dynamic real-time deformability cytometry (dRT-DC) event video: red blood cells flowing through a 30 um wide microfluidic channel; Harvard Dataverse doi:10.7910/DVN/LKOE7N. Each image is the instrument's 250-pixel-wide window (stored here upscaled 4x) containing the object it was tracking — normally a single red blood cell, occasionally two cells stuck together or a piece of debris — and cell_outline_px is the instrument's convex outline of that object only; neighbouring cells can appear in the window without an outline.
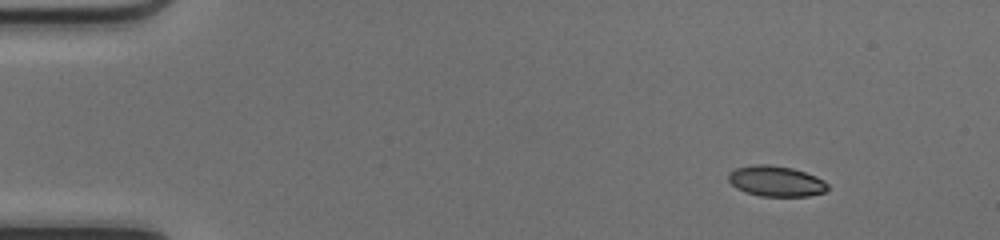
{"species": "common noctule bat (a hibernating species)", "species_latin": "Nyctalus noctula", "temperature_condition": "cold", "stored_images_in_passage": 45, "camera_frame_rate_fps": 3000, "um_per_image_px": 0.085, "animal": {"sex": "female", "body_mass_g": 17.0, "forearm_length_mm": 48.0}, "frame": {"image": 1, "passage_image": 1, "time_ms": 0.0, "image_size_px": [1000, 240], "cell_outline_px": [[828, 188], [824, 192], [808, 196], [760, 196], [744, 192], [736, 188], [728, 180], [728, 172], [736, 168], [752, 164], [768, 164], [792, 168], [816, 176], [824, 180], [828, 184]], "centroid_in_image_um": [65.93, 15.39], "position_along_channel_um": 19.1, "area_um2": 17.8}}
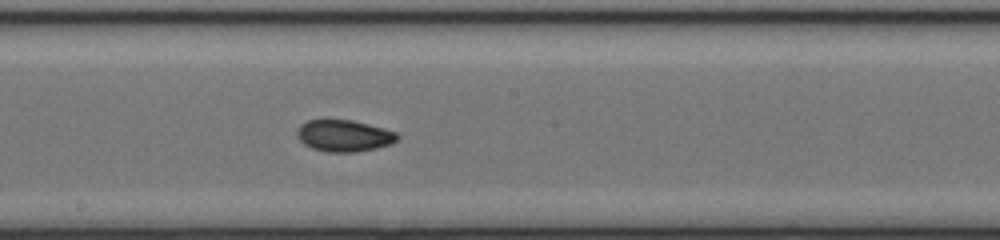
{"frame": {"image": 2, "passage_image": 23, "time_ms": 7.333, "image_size_px": [1000, 240], "cell_outline_px": [[400, 136], [392, 144], [376, 148], [356, 152], [328, 152], [312, 148], [304, 144], [296, 136], [296, 128], [300, 124], [308, 120], [324, 116], [352, 120], [384, 128], [396, 132]], "centroid_in_image_um": [29.18, 11.49], "position_along_channel_um": 219.0, "area_um2": 19.25}}
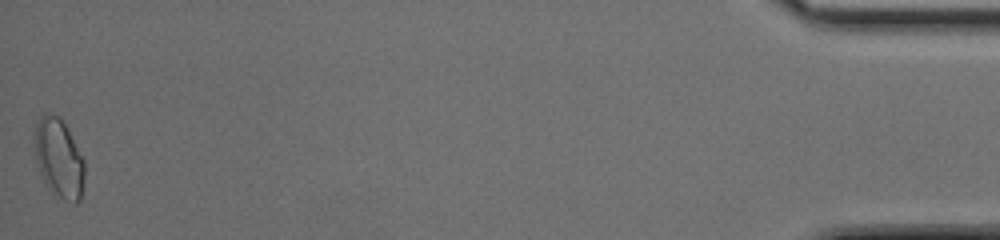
{"frame": {"image": 3, "passage_image": 45, "time_ms": 14.667, "image_size_px": [1000, 240], "cell_outline_px": [[84, 180], [80, 200], [76, 204], [72, 204], [64, 200], [52, 192], [48, 188], [40, 172], [36, 160], [36, 124], [40, 116], [44, 112], [52, 112], [60, 116], [84, 160]], "centroid_in_image_um": [5.02, 13.46], "position_along_channel_um": 430.2, "area_um2": 22.83}, "authors_computed_cell_mechanics": {"area_um2": 18.4382, "velocity_mm_per_s": 4.1858, "shape_relaxation_time_tau1_ms": null, "shape_relaxation_time_tau2_ms": 2.8828, "deformation_change_tau1": null, "deformation_change_tau2": 0.0613}}